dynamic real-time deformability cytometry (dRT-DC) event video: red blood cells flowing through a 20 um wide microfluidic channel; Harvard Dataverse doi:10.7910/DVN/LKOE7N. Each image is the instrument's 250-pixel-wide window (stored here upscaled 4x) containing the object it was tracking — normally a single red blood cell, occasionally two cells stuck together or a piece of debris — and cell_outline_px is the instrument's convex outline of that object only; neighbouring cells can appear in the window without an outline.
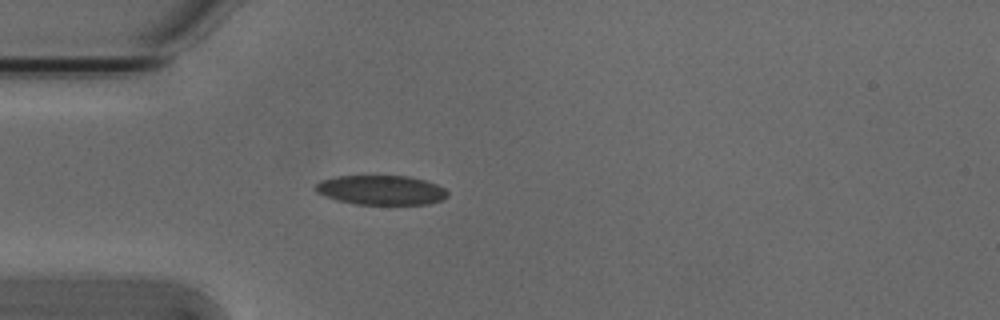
{"species": "Egyptian fruit bat (a non-hibernating species)", "species_latin": "Rousettus aegyptiacus", "temperature_condition": "cold", "stored_images_in_passage": 35, "camera_frame_rate_fps": 3000, "um_per_image_px": 0.085, "animal": {"sex": "male"}, "frame": {"image": 1, "passage_image": 1, "time_ms": 0.0, "image_size_px": [1000, 320], "cell_outline_px": [[448, 196], [440, 200], [428, 204], [356, 204], [336, 200], [316, 192], [316, 184], [320, 180], [336, 176], [408, 176], [424, 180], [436, 184], [444, 188], [448, 192]], "centroid_in_image_um": [32.39, 16.15], "position_along_channel_um": 52.6, "area_um2": 22.6}}
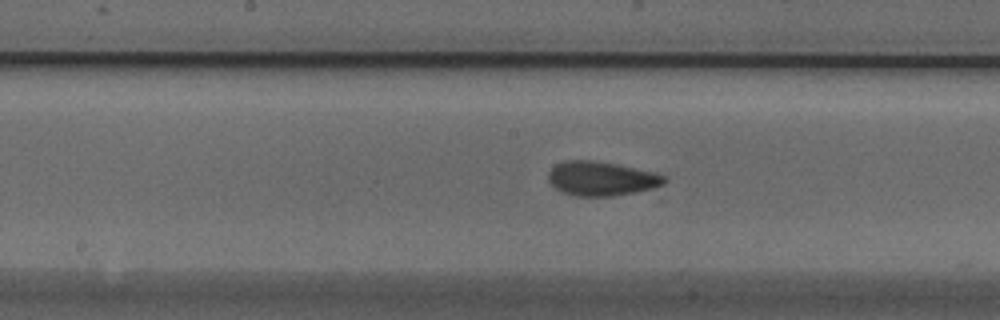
{"frame": {"image": 2, "passage_image": 13, "time_ms": 4.0, "image_size_px": [1000, 320], "cell_outline_px": [[668, 180], [664, 184], [652, 188], [636, 192], [612, 196], [576, 196], [564, 192], [556, 188], [548, 180], [548, 172], [556, 164], [564, 160], [592, 160], [620, 164], [656, 172], [664, 176]], "centroid_in_image_um": [51.14, 15.16], "position_along_channel_um": 197.1, "area_um2": 23.29}}
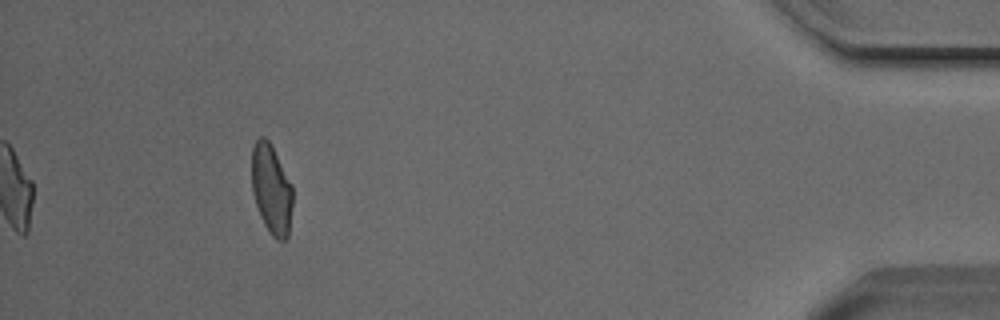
{"frame": {"image": 3, "passage_image": 35, "time_ms": 11.333, "image_size_px": [1000, 320], "cell_outline_px": [[292, 204], [288, 236], [284, 240], [276, 240], [268, 232], [260, 216], [252, 192], [252, 148], [256, 140], [260, 136], [264, 136], [268, 140], [292, 184]], "centroid_in_image_um": [23.06, 16.11], "position_along_channel_um": 412.1, "area_um2": 21.33}, "authors_computed_cell_mechanics": {"area_um2": 22.3686, "velocity_mm_per_s": 3.8195, "shape_relaxation_time_tau1_ms": null, "shape_relaxation_time_tau2_ms": 3.9725, "deformation_change_tau1": null, "deformation_change_tau2": 0.0879}}